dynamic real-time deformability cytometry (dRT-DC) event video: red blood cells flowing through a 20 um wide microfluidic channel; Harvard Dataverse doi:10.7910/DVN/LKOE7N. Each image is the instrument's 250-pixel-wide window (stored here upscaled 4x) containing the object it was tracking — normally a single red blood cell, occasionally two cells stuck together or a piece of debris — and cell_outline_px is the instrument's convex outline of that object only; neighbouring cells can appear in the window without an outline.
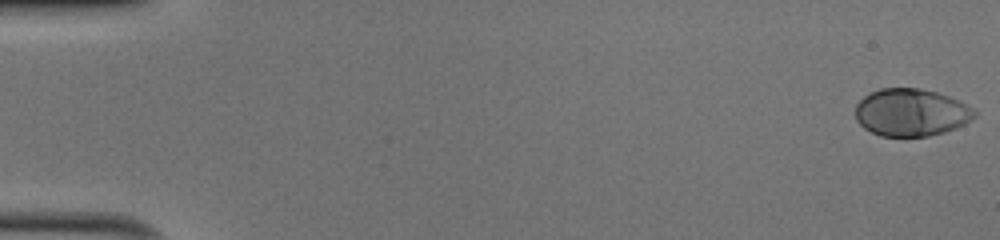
{"species": "human", "species_latin": "Homo sapiens", "temperature_condition": "cold", "stored_images_in_passage": 51, "camera_frame_rate_fps": 3000, "um_per_image_px": 0.085, "donor": {"sex": "male"}, "frame": {"image": 1, "passage_image": 1, "time_ms": 0.0, "image_size_px": [1000, 240], "cell_outline_px": [[976, 116], [972, 120], [956, 128], [944, 132], [928, 136], [880, 136], [864, 128], [856, 120], [856, 104], [864, 96], [880, 88], [920, 88], [936, 92], [948, 96], [972, 108], [976, 112]], "centroid_in_image_um": [77.43, 9.56], "position_along_channel_um": 7.6, "area_um2": 32.83}}
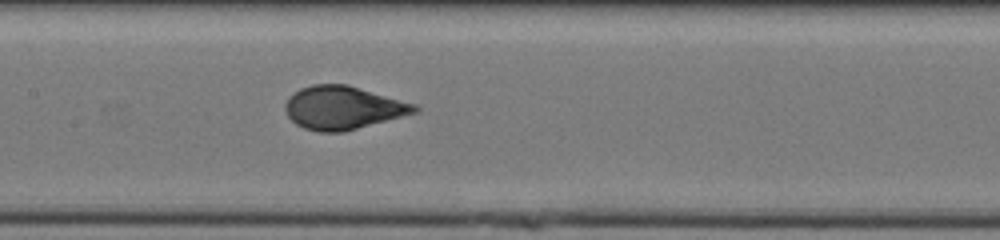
{"frame": {"image": 2, "passage_image": 26, "time_ms": 8.333, "image_size_px": [1000, 240], "cell_outline_px": [[420, 108], [416, 112], [344, 132], [320, 132], [304, 128], [296, 124], [288, 116], [284, 108], [284, 104], [288, 96], [300, 88], [312, 84], [348, 84], [416, 104]], "centroid_in_image_um": [29.12, 9.15], "position_along_channel_um": 178.3, "area_um2": 32.6}}
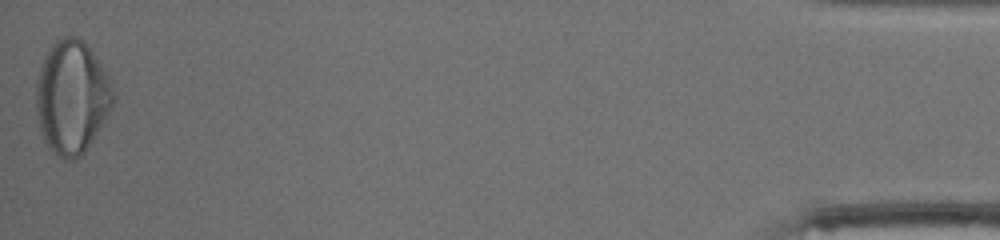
{"frame": {"image": 3, "passage_image": 51, "time_ms": 16.667, "image_size_px": [1000, 240], "cell_outline_px": [[116, 100], [112, 108], [92, 140], [84, 152], [80, 156], [72, 160], [64, 160], [48, 148], [44, 140], [40, 128], [36, 112], [36, 80], [44, 56], [52, 44], [56, 40], [64, 36], [76, 36], [84, 40], [108, 76], [116, 96]], "centroid_in_image_um": [6.1, 8.25], "position_along_channel_um": 429.1, "area_um2": 50.92}, "authors_computed_cell_mechanics": {"area_um2": 32.8304, "velocity_mm_per_s": 4.0721, "shape_relaxation_time_tau1_ms": 3.8194, "shape_relaxation_time_tau2_ms": null, "deformation_change_tau1": 0.198, "deformation_change_tau2": null}}